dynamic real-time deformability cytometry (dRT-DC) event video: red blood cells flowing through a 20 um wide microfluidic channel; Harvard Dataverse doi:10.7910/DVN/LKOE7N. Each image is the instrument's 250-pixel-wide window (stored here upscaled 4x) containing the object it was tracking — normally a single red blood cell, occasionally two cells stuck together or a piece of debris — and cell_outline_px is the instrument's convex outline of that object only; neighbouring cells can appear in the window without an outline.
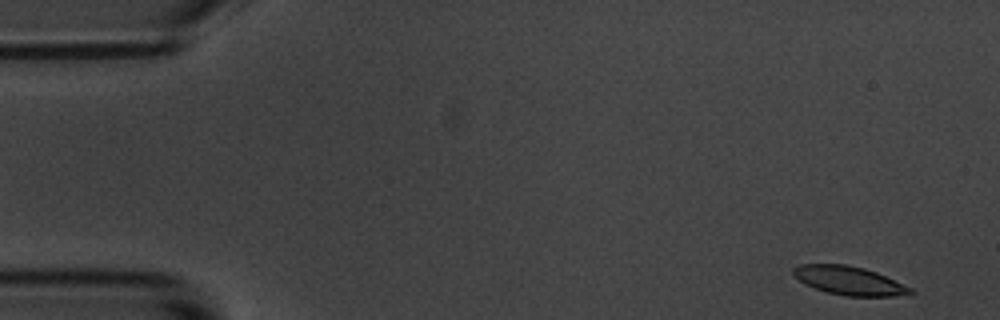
{"species": "common noctule bat (a hibernating species)", "species_latin": "Nyctalus noctula", "temperature_condition": "room temperature", "stored_images_in_passage": 5, "segment_of_instrument_passage": [1, 2], "camera_frame_rate_fps": 3000, "um_per_image_px": 0.085, "animal": {"sex": "male", "body_mass_g": 20.1, "forearm_length_mm": 53.5}, "frame": {"image": 1, "passage_image": 1, "time_ms": 0.0, "image_size_px": [1000, 320], "cell_outline_px": [[916, 292], [892, 296], [844, 296], [828, 292], [804, 284], [792, 276], [792, 268], [800, 264], [848, 264], [864, 268], [876, 272], [912, 288]], "centroid_in_image_um": [72.12, 23.84], "position_along_channel_um": 12.9, "area_um2": 19.54}}
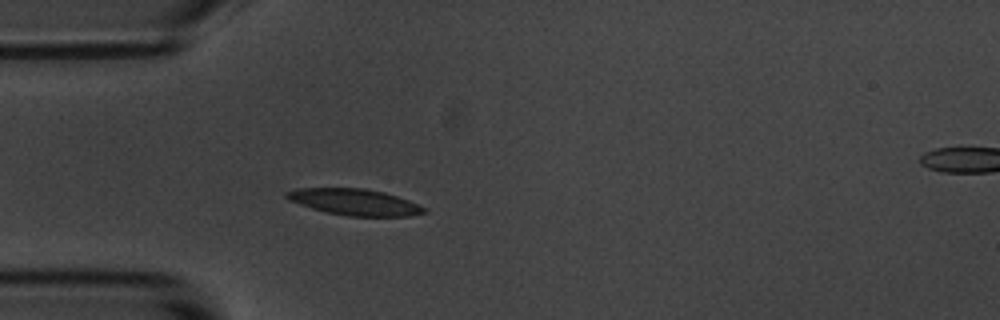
{"frame": {"image": 2, "passage_image": 4, "time_ms": 4.333, "image_size_px": [1000, 320], "cell_outline_px": [[428, 212], [412, 216], [348, 216], [328, 212], [312, 208], [288, 200], [284, 196], [284, 192], [300, 188], [364, 188], [384, 192], [408, 200], [428, 208]], "centroid_in_image_um": [30.17, 17.17], "position_along_channel_um": 54.8, "area_um2": 21.1}}